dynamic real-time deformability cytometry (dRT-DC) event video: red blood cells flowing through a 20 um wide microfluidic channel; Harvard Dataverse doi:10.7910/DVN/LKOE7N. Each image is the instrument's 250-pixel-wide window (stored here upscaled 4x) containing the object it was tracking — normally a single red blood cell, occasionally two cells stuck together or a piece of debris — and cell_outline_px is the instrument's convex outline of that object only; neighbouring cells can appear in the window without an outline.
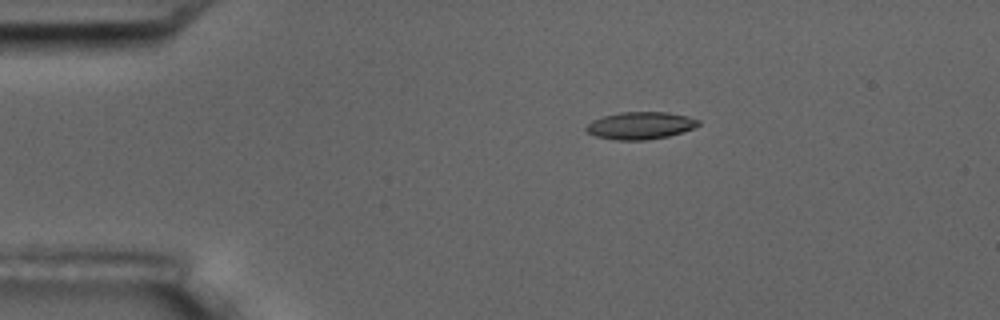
{"species": "common noctule bat (a hibernating species)", "species_latin": "Nyctalus noctula", "temperature_condition": "room temperature", "stored_images_in_passage": 13, "camera_frame_rate_fps": 3000, "um_per_image_px": 0.085, "animal": {"sex": "male", "body_mass_g": 17.5, "forearm_length_mm": 52.3}, "frame": {"image": 1, "passage_image": 1, "time_ms": 0.0, "image_size_px": [1000, 320], "cell_outline_px": [[700, 124], [692, 128], [668, 136], [648, 140], [616, 140], [596, 136], [588, 132], [584, 128], [592, 120], [604, 116], [620, 112], [668, 112], [688, 116], [700, 120]], "centroid_in_image_um": [54.43, 10.67], "position_along_channel_um": 30.6, "area_um2": 17.8}}
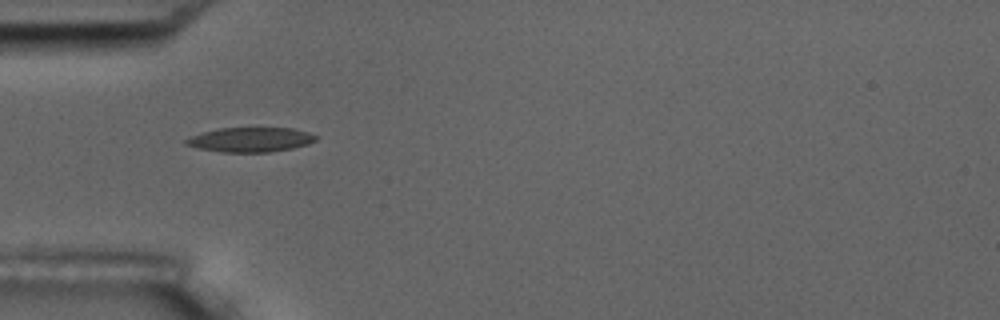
{"frame": {"image": 2, "passage_image": 3, "time_ms": 2.333, "image_size_px": [1000, 320], "cell_outline_px": [[316, 140], [308, 144], [292, 148], [268, 152], [220, 152], [196, 148], [184, 144], [184, 140], [192, 136], [216, 128], [292, 128], [308, 132], [316, 136]], "centroid_in_image_um": [21.26, 11.87], "position_along_channel_um": 63.7, "area_um2": 18.55}}
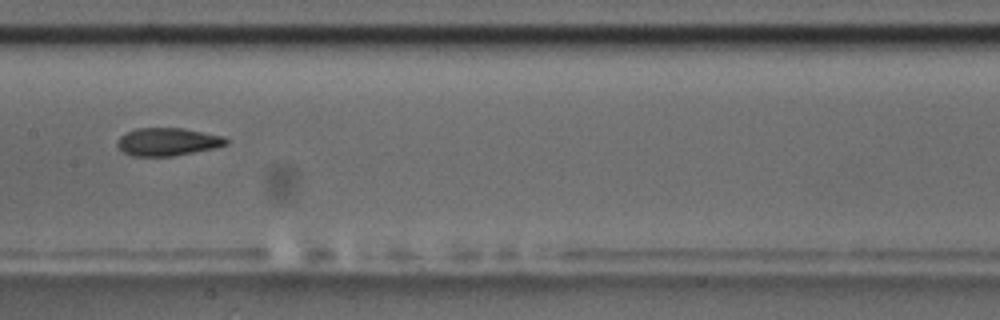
{"frame": {"image": 3, "passage_image": 6, "time_ms": 6.0, "image_size_px": [1000, 320], "cell_outline_px": [[228, 144], [216, 148], [172, 156], [132, 156], [124, 152], [116, 144], [116, 140], [124, 132], [136, 128], [184, 128], [224, 136], [228, 140]], "centroid_in_image_um": [14.24, 12.04], "position_along_channel_um": 193.2, "area_um2": 17.86}, "authors_computed_cell_mechanics": {"area_um2": 18.0914, "velocity_mm_per_s": 3.564, "shape_relaxation_time_tau1_ms": null, "shape_relaxation_time_tau2_ms": 1.808, "deformation_change_tau1": null, "deformation_change_tau2": 0.0877}}